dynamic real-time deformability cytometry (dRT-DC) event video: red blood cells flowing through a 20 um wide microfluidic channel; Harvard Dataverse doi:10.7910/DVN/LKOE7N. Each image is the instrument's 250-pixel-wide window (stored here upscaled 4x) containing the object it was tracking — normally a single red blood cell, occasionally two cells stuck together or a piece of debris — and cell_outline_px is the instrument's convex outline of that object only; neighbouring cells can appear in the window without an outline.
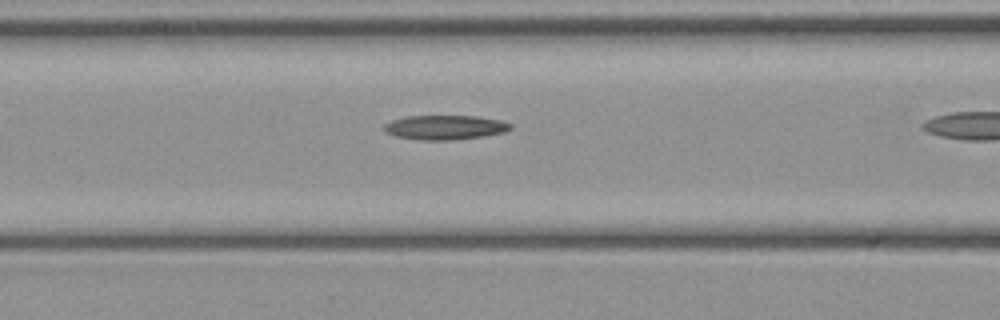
{"species": "common noctule bat (a hibernating species)", "species_latin": "Nyctalus noctula", "temperature_condition": "cold", "stored_images_in_passage": 31, "camera_frame_rate_fps": 3000, "um_per_image_px": 0.085, "animal": {"sex": "female", "body_mass_g": 21.9}, "frame": {"image": 1, "passage_image": 14, "time_ms": 4.333, "image_size_px": [1000, 320], "cell_outline_px": [[512, 128], [508, 132], [484, 136], [452, 140], [420, 140], [396, 136], [384, 132], [384, 124], [392, 120], [404, 116], [476, 116], [500, 120], [512, 124]], "centroid_in_image_um": [37.84, 10.83], "position_along_channel_um": 128.8, "area_um2": 18.15}}
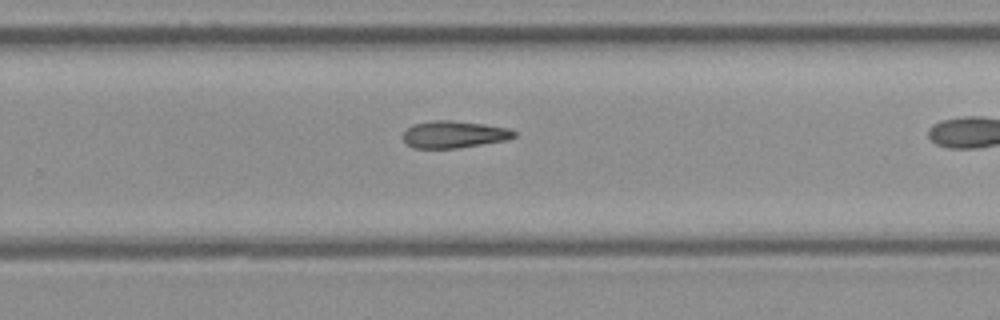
{"frame": {"image": 2, "passage_image": 25, "time_ms": 8.0, "image_size_px": [1000, 320], "cell_outline_px": [[516, 136], [508, 140], [456, 148], [412, 148], [404, 140], [404, 132], [412, 124], [432, 120], [452, 120], [484, 124], [508, 128], [516, 132]], "centroid_in_image_um": [38.6, 11.42], "position_along_channel_um": 291.2, "area_um2": 17.51}}
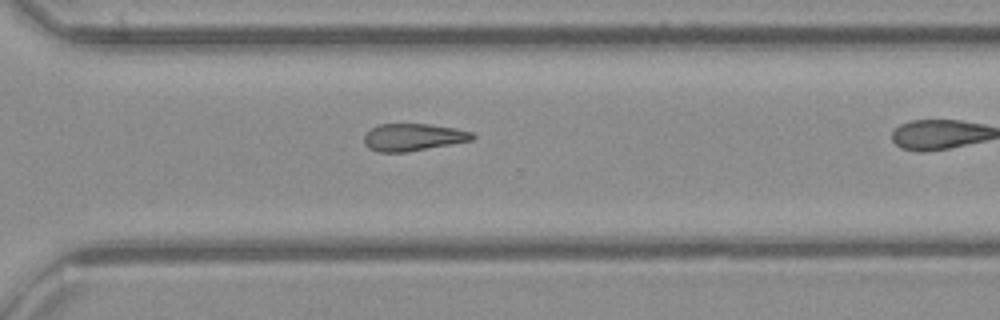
{"frame": {"image": 3, "passage_image": 28, "time_ms": 9.0, "image_size_px": [1000, 320], "cell_outline_px": [[476, 136], [472, 140], [408, 152], [376, 152], [368, 148], [364, 144], [364, 136], [372, 128], [380, 124], [428, 124], [456, 128], [472, 132]], "centroid_in_image_um": [35.11, 11.67], "position_along_channel_um": 335.5, "area_um2": 17.22}}